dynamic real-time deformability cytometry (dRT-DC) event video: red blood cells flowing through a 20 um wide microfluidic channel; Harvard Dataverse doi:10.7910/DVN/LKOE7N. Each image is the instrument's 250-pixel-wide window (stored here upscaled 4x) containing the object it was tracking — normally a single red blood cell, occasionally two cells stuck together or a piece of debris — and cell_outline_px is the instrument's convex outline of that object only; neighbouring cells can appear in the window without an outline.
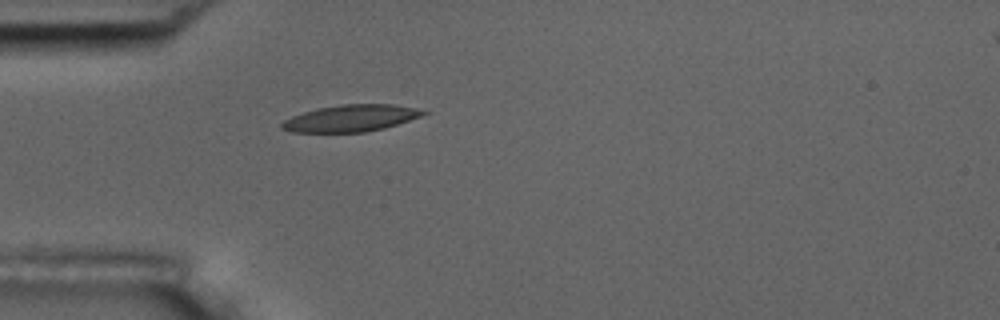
{"species": "common noctule bat (a hibernating species)", "species_latin": "Nyctalus noctula", "temperature_condition": "room temperature", "stored_images_in_passage": 2, "camera_frame_rate_fps": 3000, "um_per_image_px": 0.085, "animal": {"sex": "male", "body_mass_g": 17.5, "forearm_length_mm": 52.3}, "frame": {"image": 1, "passage_image": 2, "time_ms": 1.333, "image_size_px": [1000, 320], "cell_outline_px": [[428, 112], [420, 116], [384, 128], [364, 132], [292, 132], [280, 128], [280, 124], [284, 120], [292, 116], [316, 108], [340, 104], [392, 104], [412, 108]], "centroid_in_image_um": [29.74, 10.05], "position_along_channel_um": 55.3, "area_um2": 21.79}}